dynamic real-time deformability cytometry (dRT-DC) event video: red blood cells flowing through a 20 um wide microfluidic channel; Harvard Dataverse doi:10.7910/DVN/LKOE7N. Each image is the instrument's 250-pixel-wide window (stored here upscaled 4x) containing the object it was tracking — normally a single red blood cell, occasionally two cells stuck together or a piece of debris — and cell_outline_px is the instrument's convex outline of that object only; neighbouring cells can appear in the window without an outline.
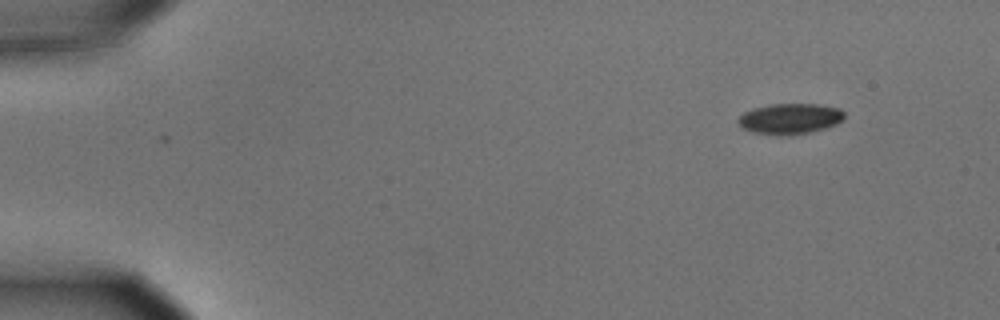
{"species": "common noctule bat (a hibernating species)", "species_latin": "Nyctalus noctula", "temperature_condition": "cold", "stored_images_in_passage": 6, "camera_frame_rate_fps": 3000, "um_per_image_px": 0.085, "animal": {"sex": "male", "body_mass_g": 15.6}, "frame": {"image": 1, "passage_image": 1, "time_ms": 0.0, "image_size_px": [1000, 320], "cell_outline_px": [[844, 116], [836, 124], [824, 128], [808, 132], [788, 136], [780, 136], [752, 132], [744, 128], [736, 120], [744, 112], [752, 108], [768, 104], [820, 104], [840, 108], [844, 112]], "centroid_in_image_um": [67.12, 10.08], "position_along_channel_um": 17.9, "area_um2": 19.02}}